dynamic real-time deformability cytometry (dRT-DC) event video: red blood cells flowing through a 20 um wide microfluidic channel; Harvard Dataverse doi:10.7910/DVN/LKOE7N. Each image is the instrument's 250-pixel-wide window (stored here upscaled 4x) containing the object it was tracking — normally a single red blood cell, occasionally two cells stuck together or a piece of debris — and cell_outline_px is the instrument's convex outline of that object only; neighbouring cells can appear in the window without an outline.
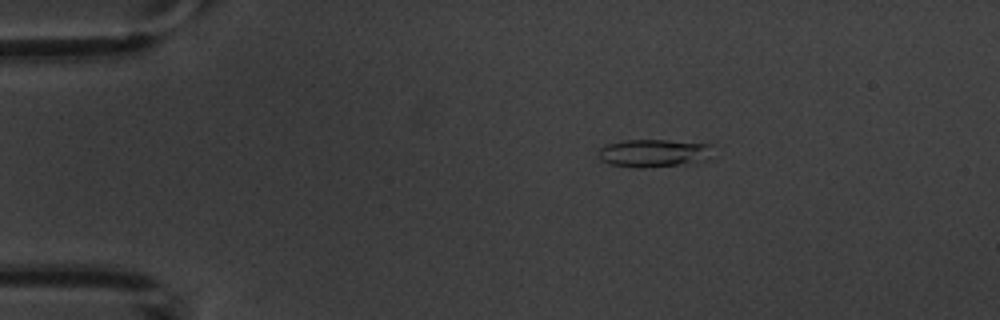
{"species": "common noctule bat (a hibernating species)", "species_latin": "Nyctalus noctula", "temperature_condition": "warm", "stored_images_in_passage": 3, "camera_frame_rate_fps": 3000, "um_per_image_px": 0.085, "animal": {"sex": "male", "body_mass_g": 20.1, "forearm_length_mm": 53.5}, "frame": {"image": 1, "passage_image": 1, "time_ms": 0.0, "image_size_px": [1000, 320], "cell_outline_px": [[712, 160], [640, 168], [612, 164], [600, 160], [596, 156], [596, 152], [604, 144], [624, 140], [668, 140], [712, 144]], "centroid_in_image_um": [55.56, 13.0], "position_along_channel_um": 29.4, "area_um2": 18.79}}